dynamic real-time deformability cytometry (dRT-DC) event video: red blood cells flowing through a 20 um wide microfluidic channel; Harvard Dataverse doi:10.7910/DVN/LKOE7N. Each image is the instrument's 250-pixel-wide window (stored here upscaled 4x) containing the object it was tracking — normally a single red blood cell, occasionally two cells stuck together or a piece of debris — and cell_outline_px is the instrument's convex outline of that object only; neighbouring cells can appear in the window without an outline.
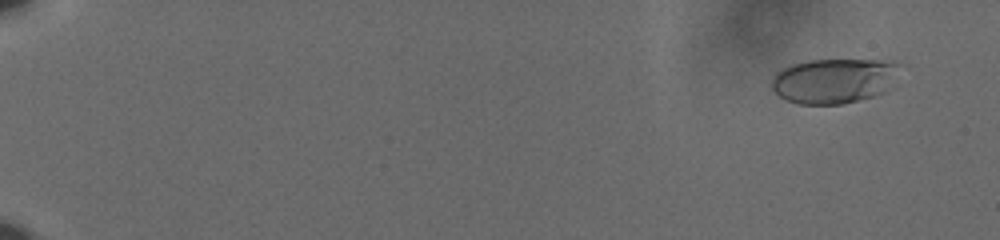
{"species": "human", "species_latin": "Homo sapiens", "temperature_condition": "cold", "stored_images_in_passage": 61, "camera_frame_rate_fps": 3000, "um_per_image_px": 0.085, "donor": {"sex": "male"}, "frame": {"image": 1, "passage_image": 5, "time_ms": 1.333, "image_size_px": [1000, 240], "cell_outline_px": [[896, 64], [892, 88], [884, 92], [872, 96], [844, 104], [796, 104], [780, 96], [772, 88], [772, 80], [776, 72], [792, 64], [808, 60], [892, 60]], "centroid_in_image_um": [70.86, 6.87], "position_along_channel_um": 14.1, "area_um2": 33.29}}
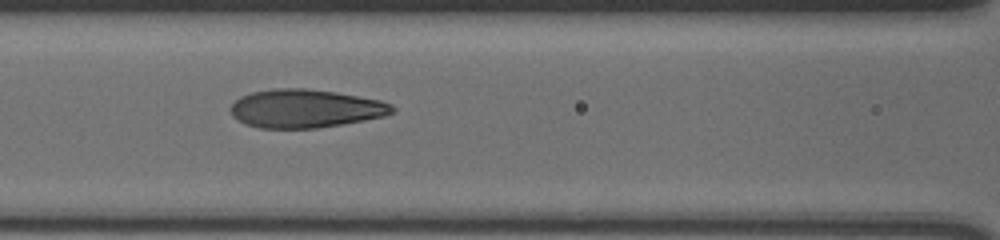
{"frame": {"image": 2, "passage_image": 31, "time_ms": 10.0, "image_size_px": [1000, 240], "cell_outline_px": [[396, 112], [384, 116], [364, 120], [316, 128], [260, 128], [244, 124], [232, 116], [228, 108], [240, 96], [252, 92], [272, 88], [304, 88], [336, 92], [380, 100], [392, 104], [396, 108]], "centroid_in_image_um": [25.93, 9.22], "position_along_channel_um": 140.7, "area_um2": 36.36}}
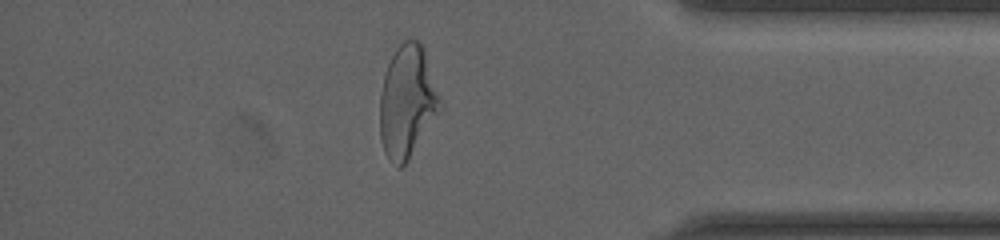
{"frame": {"image": 3, "passage_image": 54, "time_ms": 17.667, "image_size_px": [1000, 240], "cell_outline_px": [[440, 112], [408, 160], [400, 168], [396, 168], [388, 160], [384, 152], [380, 140], [380, 92], [384, 76], [388, 64], [396, 48], [404, 40], [416, 40], [424, 48], [440, 100]], "centroid_in_image_um": [34.59, 8.69], "position_along_channel_um": 400.6, "area_um2": 39.19}, "authors_computed_cell_mechanics": {"area_um2": 35.836, "velocity_mm_per_s": 3.6395, "shape_relaxation_time_tau1_ms": 6.0127, "shape_relaxation_time_tau2_ms": 0.9029, "deformation_change_tau1": 0.2187, "deformation_change_tau2": 0.0813}}